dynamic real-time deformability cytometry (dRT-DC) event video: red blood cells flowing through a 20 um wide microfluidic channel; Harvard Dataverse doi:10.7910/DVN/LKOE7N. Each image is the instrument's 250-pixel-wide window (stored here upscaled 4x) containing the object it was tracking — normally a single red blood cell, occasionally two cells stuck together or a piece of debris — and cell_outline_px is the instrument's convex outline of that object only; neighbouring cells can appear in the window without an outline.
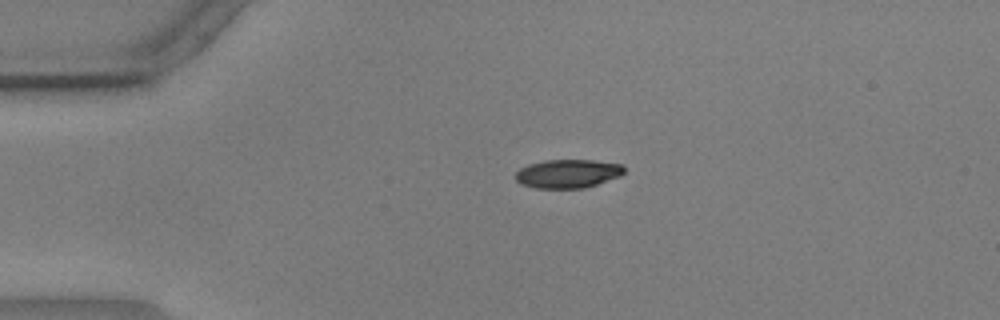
{"species": "common noctule bat (a hibernating species)", "species_latin": "Nyctalus noctula", "temperature_condition": "warm", "stored_images_in_passage": 49, "camera_frame_rate_fps": 3000, "um_per_image_px": 0.085, "animal": {"sex": "male", "body_mass_g": 17.9, "forearm_length_mm": 54.2}, "frame": {"image": 1, "passage_image": 5, "time_ms": 1.333, "image_size_px": [1000, 320], "cell_outline_px": [[624, 172], [620, 176], [584, 188], [536, 188], [520, 184], [516, 180], [516, 172], [520, 168], [528, 164], [544, 160], [592, 160], [624, 164]], "centroid_in_image_um": [48.26, 14.75], "position_along_channel_um": 36.7, "area_um2": 18.15}}
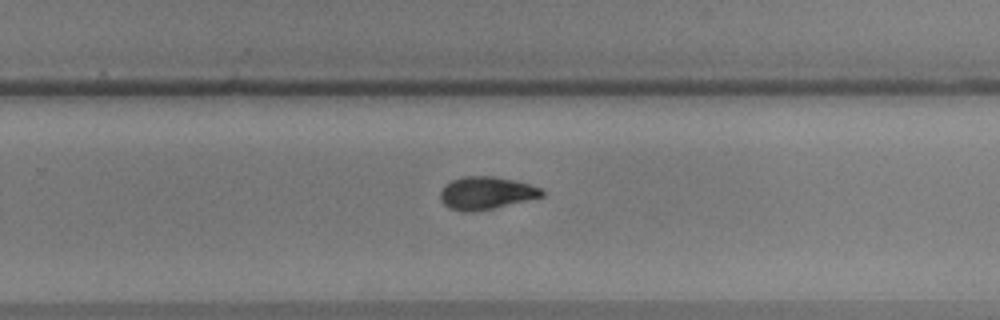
{"frame": {"image": 2, "passage_image": 29, "time_ms": 9.333, "image_size_px": [1000, 320], "cell_outline_px": [[544, 196], [476, 212], [464, 212], [448, 208], [440, 200], [440, 192], [444, 184], [452, 180], [464, 176], [492, 176], [512, 180], [544, 188]], "centroid_in_image_um": [41.29, 16.41], "position_along_channel_um": 288.5, "area_um2": 19.42}}
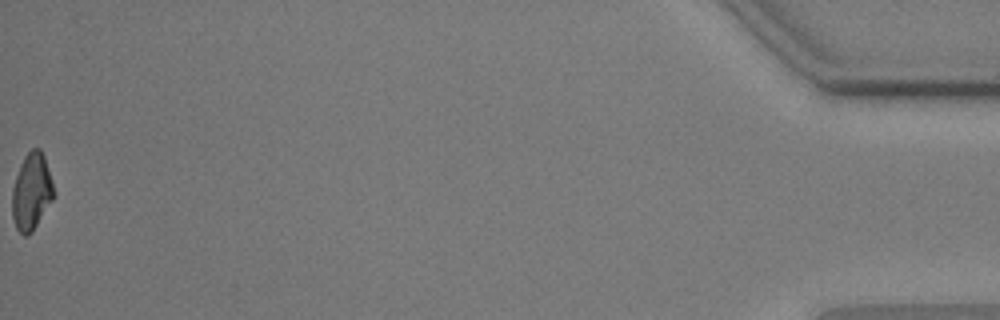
{"frame": {"image": 3, "passage_image": 49, "time_ms": 16.0, "image_size_px": [1000, 320], "cell_outline_px": [[52, 200], [32, 232], [28, 236], [24, 236], [16, 228], [12, 216], [12, 188], [20, 164], [24, 156], [32, 148], [40, 148], [44, 156], [52, 180]], "centroid_in_image_um": [2.65, 16.29], "position_along_channel_um": 432.5, "area_um2": 18.38}, "authors_computed_cell_mechanics": {"area_um2": 19.074, "velocity_mm_per_s": 3.6079, "shape_relaxation_time_tau1_ms": 5.6608, "shape_relaxation_time_tau2_ms": 3.3897, "deformation_change_tau1": 0.1604, "deformation_change_tau2": 0.0816}}